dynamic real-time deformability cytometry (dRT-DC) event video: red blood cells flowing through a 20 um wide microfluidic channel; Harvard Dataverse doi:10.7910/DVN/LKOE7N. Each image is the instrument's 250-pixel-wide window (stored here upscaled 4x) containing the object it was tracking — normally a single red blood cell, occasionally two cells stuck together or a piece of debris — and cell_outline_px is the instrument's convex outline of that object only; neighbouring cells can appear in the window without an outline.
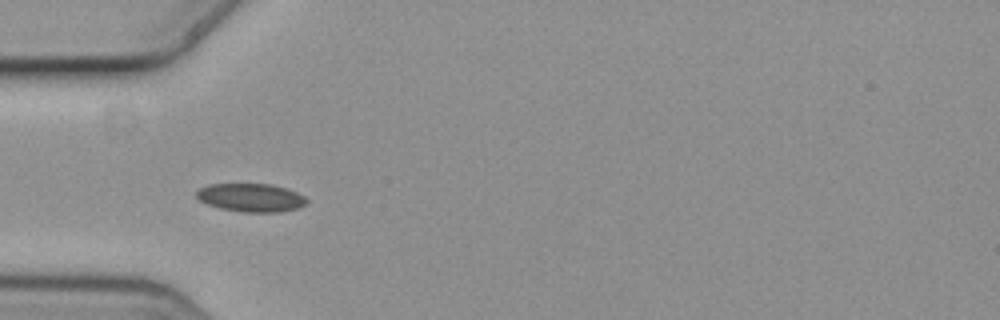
{"species": "common noctule bat (a hibernating species)", "species_latin": "Nyctalus noctula", "temperature_condition": "cold", "stored_images_in_passage": 5, "camera_frame_rate_fps": 3000, "um_per_image_px": 0.085, "animal": {"sex": "female", "body_mass_g": 19.3, "forearm_length_mm": 54.1}, "frame": {"image": 1, "passage_image": 1, "time_ms": 0.0, "image_size_px": [1000, 320], "cell_outline_px": [[308, 204], [296, 208], [280, 212], [240, 212], [220, 208], [208, 204], [200, 200], [196, 196], [196, 192], [200, 188], [208, 184], [272, 184], [288, 188], [304, 196], [308, 200]], "centroid_in_image_um": [21.36, 16.79], "position_along_channel_um": 63.6, "area_um2": 18.26}}
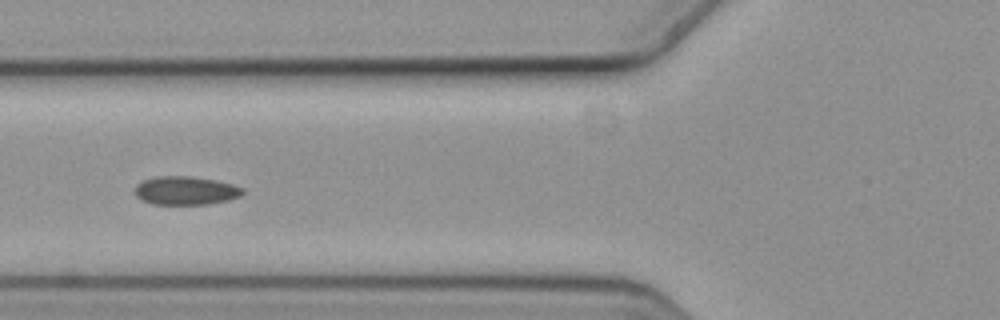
{"frame": {"image": 2, "passage_image": 2, "time_ms": 0.333, "image_size_px": [1000, 320], "cell_outline_px": [[244, 192], [240, 196], [228, 200], [208, 204], [152, 204], [140, 200], [136, 196], [136, 184], [144, 180], [156, 176], [192, 176], [216, 180], [232, 184], [244, 188]], "centroid_in_image_um": [15.78, 16.2], "position_along_channel_um": 110.0, "area_um2": 17.98}}